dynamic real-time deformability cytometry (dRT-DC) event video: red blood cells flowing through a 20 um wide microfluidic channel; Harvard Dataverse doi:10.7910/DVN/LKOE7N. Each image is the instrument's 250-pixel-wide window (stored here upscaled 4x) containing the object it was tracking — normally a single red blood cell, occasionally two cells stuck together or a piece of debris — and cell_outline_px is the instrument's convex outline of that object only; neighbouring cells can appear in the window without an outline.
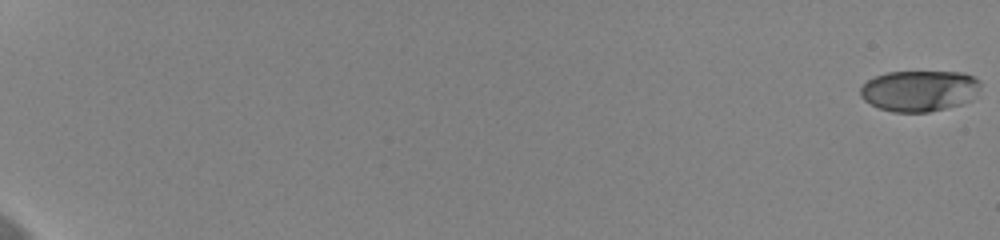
{"species": "human", "species_latin": "Homo sapiens", "temperature_condition": "cold", "stored_images_in_passage": 54, "camera_frame_rate_fps": 3000, "um_per_image_px": 0.085, "donor": {"sex": "female"}, "frame": {"image": 1, "passage_image": 1, "time_ms": 0.0, "image_size_px": [1000, 240], "cell_outline_px": [[980, 88], [972, 100], [960, 104], [928, 112], [892, 112], [880, 108], [864, 100], [860, 96], [860, 88], [868, 80], [876, 76], [888, 72], [964, 72], [980, 80]], "centroid_in_image_um": [78.16, 7.71], "position_along_channel_um": 6.8, "area_um2": 28.67}}
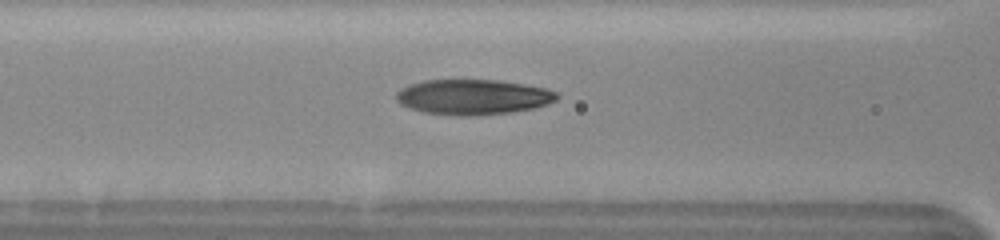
{"frame": {"image": 2, "passage_image": 27, "time_ms": 8.667, "image_size_px": [1000, 240], "cell_outline_px": [[560, 96], [556, 100], [548, 104], [536, 108], [512, 112], [476, 116], [456, 116], [424, 112], [408, 108], [400, 104], [396, 100], [396, 92], [412, 84], [424, 80], [496, 80], [524, 84], [544, 88], [556, 92]], "centroid_in_image_um": [40.22, 8.26], "position_along_channel_um": 126.4, "area_um2": 33.12}}
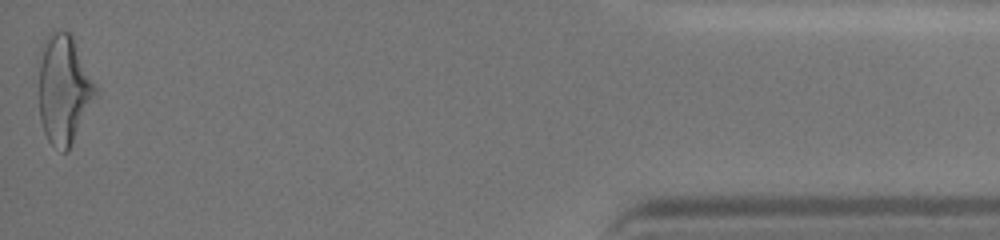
{"frame": {"image": 3, "passage_image": 54, "time_ms": 17.667, "image_size_px": [1000, 240], "cell_outline_px": [[96, 92], [68, 148], [64, 152], [52, 144], [48, 140], [44, 132], [40, 120], [40, 48], [44, 40], [52, 28], [72, 32], [96, 84]], "centroid_in_image_um": [5.4, 7.44], "position_along_channel_um": 429.8, "area_um2": 35.49}, "authors_computed_cell_mechanics": {"area_um2": 31.8478, "velocity_mm_per_s": 3.6769, "shape_relaxation_time_tau1_ms": 3.0205, "shape_relaxation_time_tau2_ms": 1.8769, "deformation_change_tau1": 0.1531, "deformation_change_tau2": 0.1005}}